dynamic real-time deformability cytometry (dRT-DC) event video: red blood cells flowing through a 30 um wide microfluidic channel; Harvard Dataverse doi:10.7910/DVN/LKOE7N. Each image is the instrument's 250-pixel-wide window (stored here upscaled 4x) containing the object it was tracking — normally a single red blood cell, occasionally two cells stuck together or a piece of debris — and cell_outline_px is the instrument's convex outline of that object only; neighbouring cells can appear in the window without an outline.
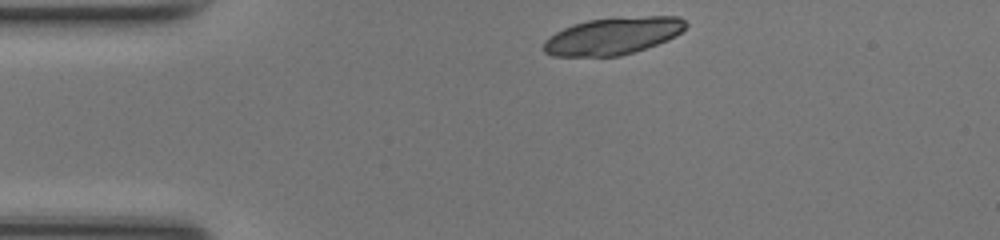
{"species": "common noctule bat (a hibernating species)", "species_latin": "Nyctalus noctula", "temperature_condition": "room temperature", "stored_images_in_passage": 40, "camera_frame_rate_fps": 3000, "um_per_image_px": 0.085, "animal": {"sex": "female", "body_mass_g": 17.0, "forearm_length_mm": 48.0}, "frame": {"image": 1, "passage_image": 1, "time_ms": 0.0, "image_size_px": [1000, 240], "cell_outline_px": [[688, 24], [676, 36], [668, 40], [620, 56], [552, 56], [544, 52], [544, 40], [556, 32], [572, 24], [588, 20], [612, 16], [680, 16]], "centroid_in_image_um": [52.1, 3.03], "position_along_channel_um": 32.9, "area_um2": 31.04}}